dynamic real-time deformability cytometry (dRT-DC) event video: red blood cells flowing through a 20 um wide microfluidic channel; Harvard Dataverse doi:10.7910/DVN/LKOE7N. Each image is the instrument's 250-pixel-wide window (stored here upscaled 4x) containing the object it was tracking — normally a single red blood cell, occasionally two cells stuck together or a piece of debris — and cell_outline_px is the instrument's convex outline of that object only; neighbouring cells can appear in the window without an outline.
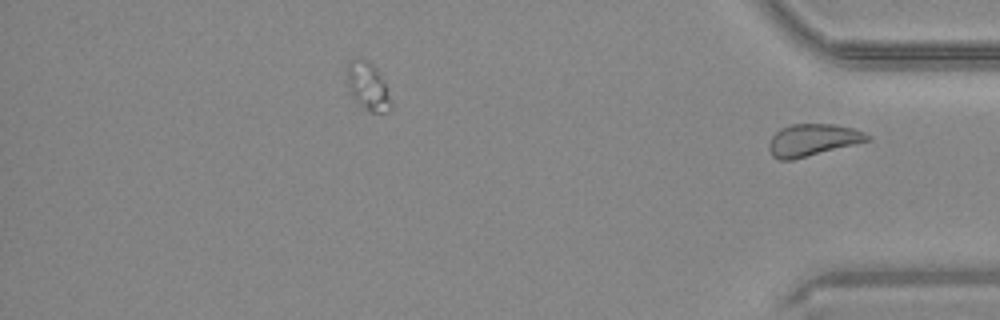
{"species": "common noctule bat (a hibernating species)", "species_latin": "Nyctalus noctula", "temperature_condition": "warm", "stored_images_in_passage": 37, "segment_of_instrument_passage": [2, 2], "camera_frame_rate_fps": 3000, "um_per_image_px": 0.085, "animal": {"sex": "male", "body_mass_g": 20.4}, "frame": {"image": 1, "passage_image": 37, "time_ms": 12.0, "image_size_px": [1000, 320], "cell_outline_px": [[872, 140], [792, 160], [780, 160], [772, 156], [768, 148], [768, 144], [772, 136], [780, 128], [792, 124], [832, 124], [852, 128], [864, 132], [872, 136]], "centroid_in_image_um": [69.08, 11.9], "position_along_channel_um": 366.1, "area_um2": 18.44}}